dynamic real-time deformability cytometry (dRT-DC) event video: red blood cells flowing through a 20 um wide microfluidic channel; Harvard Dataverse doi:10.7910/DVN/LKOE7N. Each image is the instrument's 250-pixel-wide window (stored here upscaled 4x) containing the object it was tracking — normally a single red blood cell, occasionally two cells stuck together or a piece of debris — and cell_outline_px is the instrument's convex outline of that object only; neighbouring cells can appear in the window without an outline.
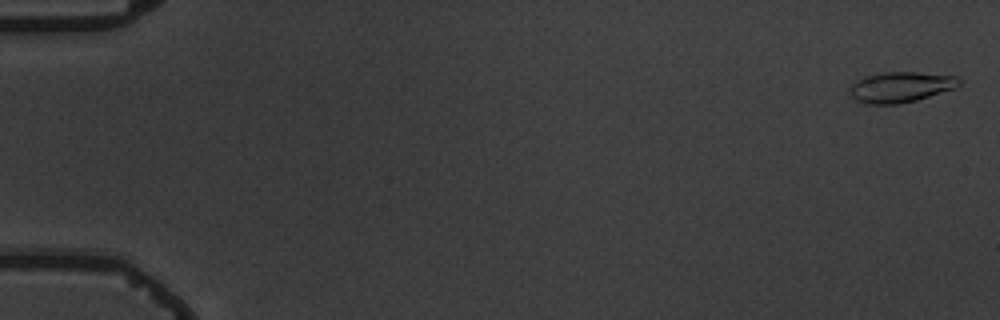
{"species": "common noctule bat (a hibernating species)", "species_latin": "Nyctalus noctula", "temperature_condition": "warm", "stored_images_in_passage": 6, "camera_frame_rate_fps": 3000, "um_per_image_px": 0.085, "animal": {"sex": "male", "body_mass_g": 19.5, "forearm_length_mm": 54.6}, "frame": {"image": 1, "passage_image": 1, "time_ms": 0.0, "image_size_px": [1000, 320], "cell_outline_px": [[960, 84], [956, 88], [916, 100], [900, 104], [868, 104], [856, 100], [848, 92], [848, 88], [852, 84], [864, 76], [884, 72], [916, 72], [956, 76], [960, 80]], "centroid_in_image_um": [76.54, 7.4], "position_along_channel_um": 8.5, "area_um2": 19.48}}